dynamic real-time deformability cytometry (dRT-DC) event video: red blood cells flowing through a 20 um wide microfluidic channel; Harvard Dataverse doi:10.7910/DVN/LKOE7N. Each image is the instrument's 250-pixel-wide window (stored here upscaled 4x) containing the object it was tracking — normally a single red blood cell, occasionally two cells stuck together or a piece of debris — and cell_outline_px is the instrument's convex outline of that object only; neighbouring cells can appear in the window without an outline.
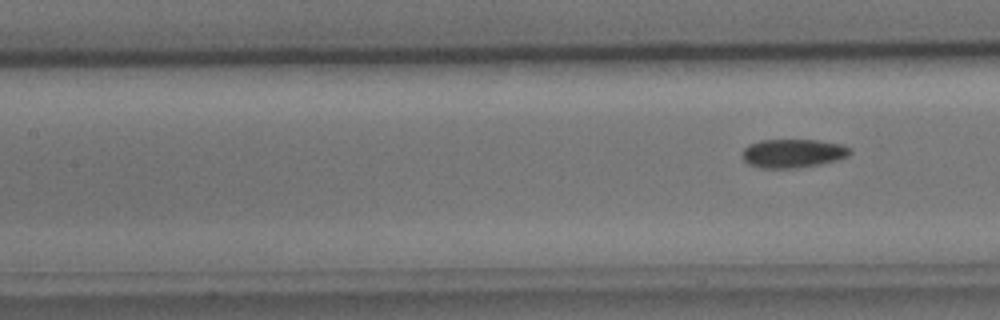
{"species": "common noctule bat (a hibernating species)", "species_latin": "Nyctalus noctula", "temperature_condition": "cold", "stored_images_in_passage": 8, "camera_frame_rate_fps": 3000, "um_per_image_px": 0.085, "animal": {"sex": "male", "body_mass_g": 15.6}, "frame": {"image": 1, "passage_image": 8, "time_ms": 9.0, "image_size_px": [1000, 320], "cell_outline_px": [[852, 152], [848, 156], [840, 160], [820, 164], [796, 168], [760, 168], [748, 164], [740, 156], [744, 148], [748, 144], [760, 140], [816, 140], [844, 144], [852, 148]], "centroid_in_image_um": [67.42, 13.03], "position_along_channel_um": 140.0, "area_um2": 18.38}}